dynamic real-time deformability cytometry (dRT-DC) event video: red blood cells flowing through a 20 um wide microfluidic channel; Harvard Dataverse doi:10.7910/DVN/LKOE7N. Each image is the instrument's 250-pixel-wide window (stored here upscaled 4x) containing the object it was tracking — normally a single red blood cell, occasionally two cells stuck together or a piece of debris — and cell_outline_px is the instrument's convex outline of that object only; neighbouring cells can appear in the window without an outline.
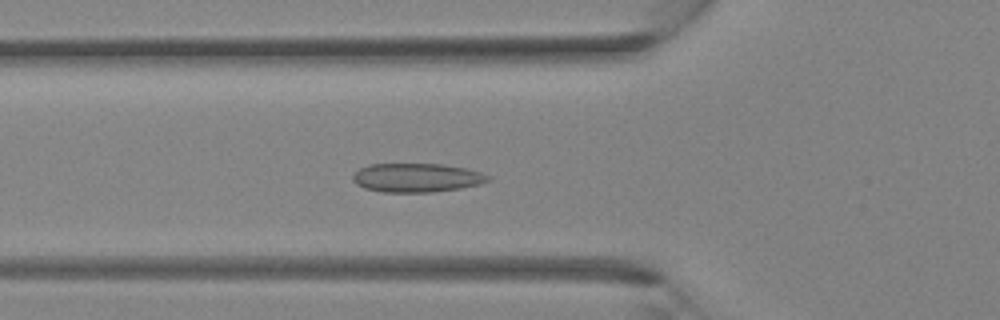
{"species": "Egyptian fruit bat (a non-hibernating species)", "species_latin": "Rousettus aegyptiacus", "temperature_condition": "room temperature", "stored_images_in_passage": 38, "camera_frame_rate_fps": 3000, "um_per_image_px": 0.085, "animal": {"sex": "female"}, "frame": {"image": 1, "passage_image": 14, "time_ms": 4.333, "image_size_px": [1000, 320], "cell_outline_px": [[492, 176], [488, 180], [480, 184], [460, 188], [432, 192], [384, 192], [364, 188], [356, 184], [352, 180], [352, 176], [360, 168], [368, 164], [444, 164], [468, 168]], "centroid_in_image_um": [35.42, 15.1], "position_along_channel_um": 90.4, "area_um2": 22.83}}
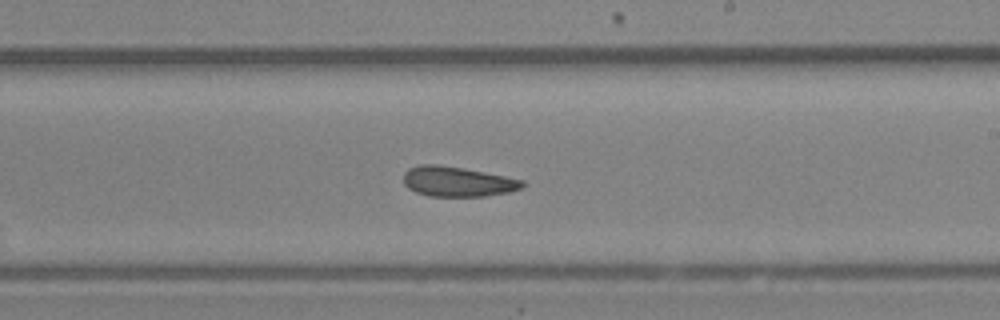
{"frame": {"image": 2, "passage_image": 23, "time_ms": 7.333, "image_size_px": [1000, 320], "cell_outline_px": [[524, 188], [508, 192], [484, 196], [428, 196], [416, 192], [408, 188], [404, 184], [404, 172], [408, 168], [420, 164], [436, 164], [484, 172], [524, 180]], "centroid_in_image_um": [38.87, 15.44], "position_along_channel_um": 250.1, "area_um2": 20.69}}
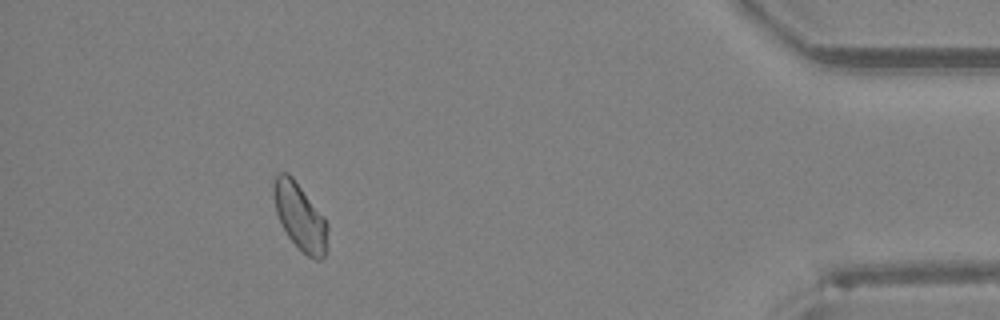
{"frame": {"image": 3, "passage_image": 35, "time_ms": 11.333, "image_size_px": [1000, 320], "cell_outline_px": [[328, 232], [324, 256], [320, 260], [316, 260], [308, 256], [288, 236], [276, 212], [272, 188], [276, 172], [288, 172], [292, 176], [324, 216], [328, 224]], "centroid_in_image_um": [25.5, 18.37], "position_along_channel_um": 409.7, "area_um2": 20.87}}